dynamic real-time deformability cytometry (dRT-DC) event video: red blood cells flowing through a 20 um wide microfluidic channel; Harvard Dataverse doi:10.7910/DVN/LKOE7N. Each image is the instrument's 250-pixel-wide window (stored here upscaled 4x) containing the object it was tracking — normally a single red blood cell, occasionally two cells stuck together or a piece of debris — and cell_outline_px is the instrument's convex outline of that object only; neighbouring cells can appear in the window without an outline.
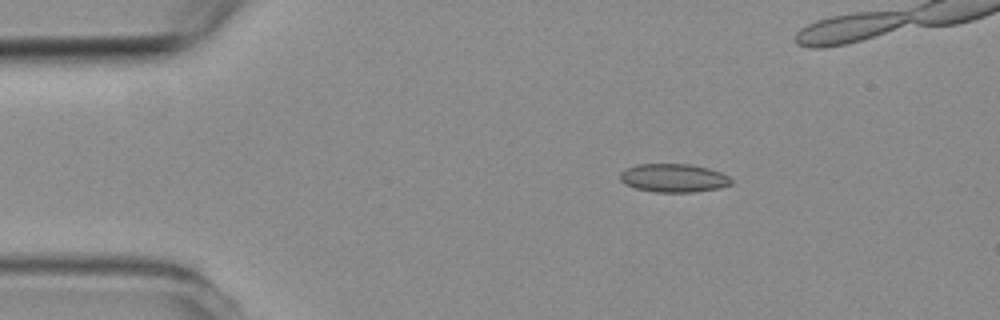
{"species": "common noctule bat (a hibernating species)", "species_latin": "Nyctalus noctula", "temperature_condition": "room temperature", "stored_images_in_passage": 8, "camera_frame_rate_fps": 3000, "um_per_image_px": 0.085, "animal": {"sex": "female", "body_mass_g": 19.3, "forearm_length_mm": 54.1}, "frame": {"image": 1, "passage_image": 3, "time_ms": 2.333, "image_size_px": [1000, 320], "cell_outline_px": [[732, 184], [720, 188], [696, 192], [656, 192], [636, 188], [624, 184], [620, 180], [620, 172], [624, 168], [636, 164], [688, 164], [708, 168], [720, 172], [728, 176], [732, 180]], "centroid_in_image_um": [57.24, 15.13], "position_along_channel_um": 27.8, "area_um2": 18.55}}
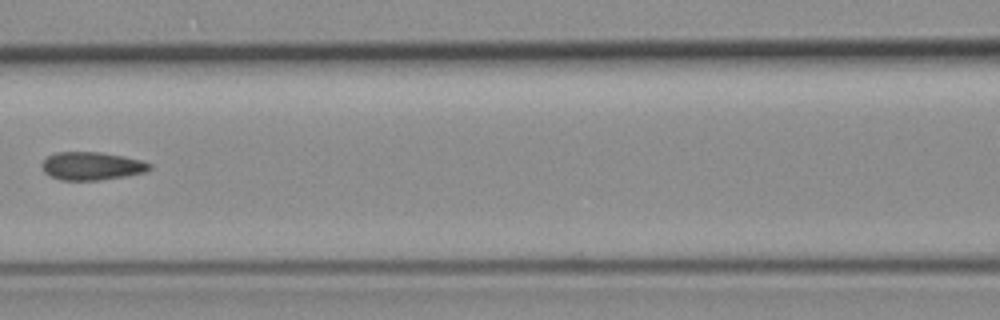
{"frame": {"image": 2, "passage_image": 7, "time_ms": 7.0, "image_size_px": [1000, 320], "cell_outline_px": [[152, 168], [144, 172], [128, 176], [100, 180], [60, 180], [44, 172], [40, 164], [48, 156], [56, 152], [100, 152], [124, 156], [140, 160], [152, 164]], "centroid_in_image_um": [7.8, 14.11], "position_along_channel_um": 158.8, "area_um2": 17.69}}
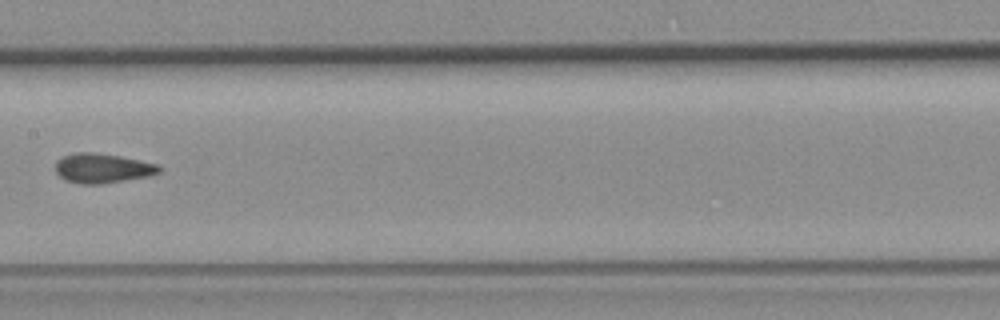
{"frame": {"image": 3, "passage_image": 8, "time_ms": 8.0, "image_size_px": [1000, 320], "cell_outline_px": [[164, 168], [160, 172], [148, 176], [100, 184], [80, 184], [64, 180], [56, 172], [56, 160], [64, 156], [76, 152], [92, 152], [120, 156], [156, 164]], "centroid_in_image_um": [8.69, 14.3], "position_along_channel_um": 198.7, "area_um2": 17.8}}